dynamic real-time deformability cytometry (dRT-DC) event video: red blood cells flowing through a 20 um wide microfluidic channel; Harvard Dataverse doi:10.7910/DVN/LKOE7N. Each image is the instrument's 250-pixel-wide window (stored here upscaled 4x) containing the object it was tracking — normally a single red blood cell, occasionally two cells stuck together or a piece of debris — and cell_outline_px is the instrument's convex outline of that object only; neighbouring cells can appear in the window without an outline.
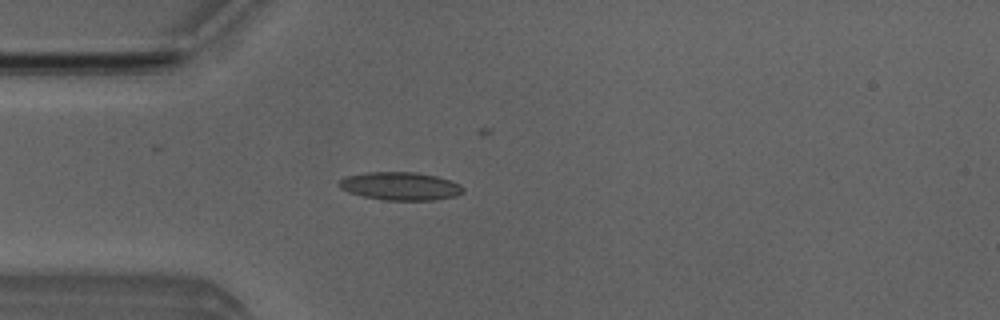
{"species": "Egyptian fruit bat (a non-hibernating species)", "species_latin": "Rousettus aegyptiacus", "temperature_condition": "room temperature", "stored_images_in_passage": 41, "camera_frame_rate_fps": 3000, "um_per_image_px": 0.085, "animal": {"sex": "male"}, "frame": {"image": 1, "passage_image": 15, "time_ms": 4.667, "image_size_px": [1000, 320], "cell_outline_px": [[464, 192], [456, 196], [436, 200], [384, 200], [364, 196], [348, 192], [340, 188], [336, 184], [344, 176], [364, 172], [416, 172], [436, 176], [460, 184], [464, 188]], "centroid_in_image_um": [34.01, 15.82], "position_along_channel_um": 51.0, "area_um2": 20.46}}
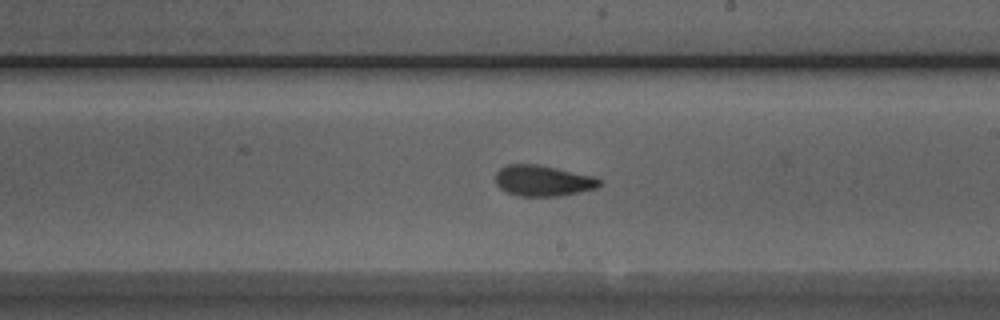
{"frame": {"image": 2, "passage_image": 30, "time_ms": 9.667, "image_size_px": [1000, 320], "cell_outline_px": [[600, 184], [596, 188], [580, 192], [560, 196], [520, 196], [508, 192], [500, 188], [496, 184], [496, 172], [500, 168], [508, 164], [536, 164], [596, 176], [600, 180]], "centroid_in_image_um": [46.16, 15.36], "position_along_channel_um": 242.8, "area_um2": 18.67}}
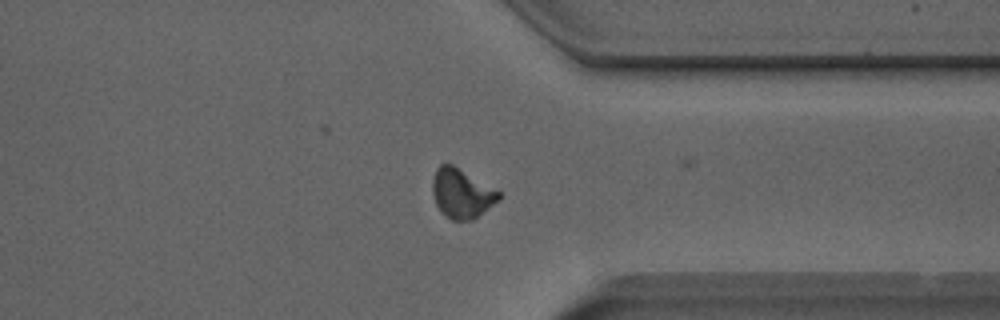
{"frame": {"image": 3, "passage_image": 40, "time_ms": 13.0, "image_size_px": [1000, 320], "cell_outline_px": [[500, 200], [472, 220], [452, 220], [444, 216], [436, 204], [432, 192], [432, 180], [436, 168], [440, 164], [452, 164], [500, 192]], "centroid_in_image_um": [39.22, 16.45], "position_along_channel_um": 372.2, "area_um2": 18.96}, "authors_computed_cell_mechanics": {"area_um2": 19.0162, "velocity_mm_per_s": 3.9916, "shape_relaxation_time_tau1_ms": 5.645, "shape_relaxation_time_tau2_ms": 1.8106, "deformation_change_tau1": 0.1414, "deformation_change_tau2": 0.0688}}